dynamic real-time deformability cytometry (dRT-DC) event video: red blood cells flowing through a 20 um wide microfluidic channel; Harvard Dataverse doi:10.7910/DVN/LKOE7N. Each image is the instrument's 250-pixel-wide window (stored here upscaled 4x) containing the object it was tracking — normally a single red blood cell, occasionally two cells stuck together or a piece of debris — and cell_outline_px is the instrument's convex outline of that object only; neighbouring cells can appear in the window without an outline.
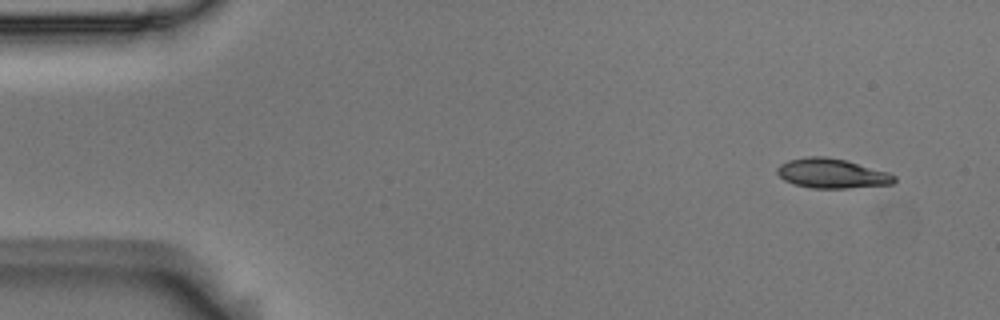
{"species": "Egyptian fruit bat (a non-hibernating species)", "species_latin": "Rousettus aegyptiacus", "temperature_condition": "room temperature", "stored_images_in_passage": 4, "camera_frame_rate_fps": 3000, "um_per_image_px": 0.085, "animal": {"sex": "male"}, "frame": {"image": 1, "passage_image": 1, "time_ms": 0.0, "image_size_px": [1000, 320], "cell_outline_px": [[896, 180], [892, 184], [848, 188], [812, 188], [792, 184], [784, 180], [776, 172], [776, 168], [780, 164], [788, 160], [808, 156], [824, 156], [844, 160], [888, 172], [896, 176]], "centroid_in_image_um": [70.68, 14.74], "position_along_channel_um": 14.3, "area_um2": 20.17}}
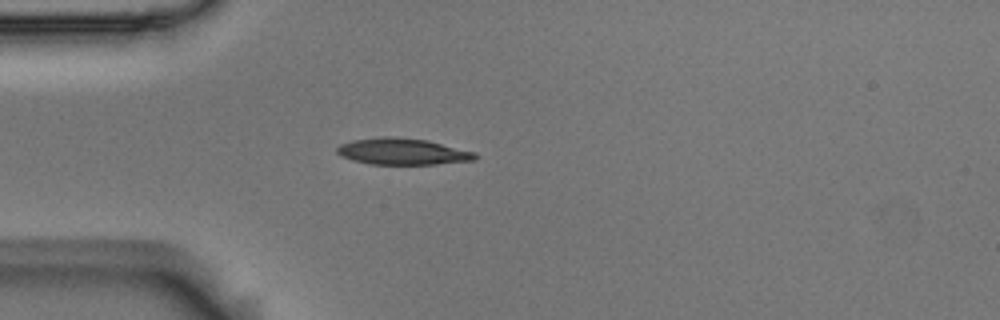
{"frame": {"image": 2, "passage_image": 4, "time_ms": 1.0, "image_size_px": [1000, 320], "cell_outline_px": [[480, 156], [476, 160], [436, 164], [372, 164], [352, 160], [340, 156], [336, 152], [336, 148], [340, 144], [352, 140], [380, 136], [396, 136], [428, 140], [476, 152]], "centroid_in_image_um": [34.23, 12.87], "position_along_channel_um": 50.8, "area_um2": 21.62}}